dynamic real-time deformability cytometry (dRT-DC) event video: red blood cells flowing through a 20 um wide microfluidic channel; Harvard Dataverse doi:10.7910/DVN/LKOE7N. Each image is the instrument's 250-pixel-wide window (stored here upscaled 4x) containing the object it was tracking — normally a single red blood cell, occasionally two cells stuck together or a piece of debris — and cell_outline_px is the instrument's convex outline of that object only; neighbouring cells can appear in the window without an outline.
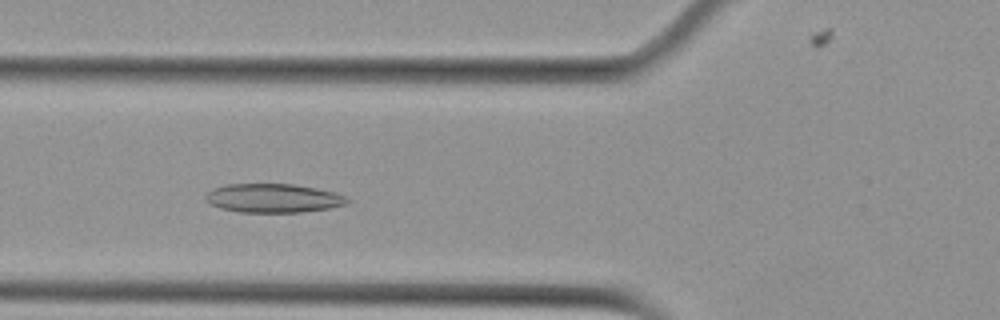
{"species": "Egyptian fruit bat (a non-hibernating species)", "species_latin": "Rousettus aegyptiacus", "temperature_condition": "cold", "stored_images_in_passage": 8, "camera_frame_rate_fps": 3000, "um_per_image_px": 0.085, "animal": {"sex": "female"}, "frame": {"image": 1, "passage_image": 5, "time_ms": 4.667, "image_size_px": [1000, 320], "cell_outline_px": [[348, 200], [344, 204], [328, 208], [300, 212], [240, 212], [220, 208], [212, 204], [204, 196], [212, 188], [228, 184], [292, 184], [316, 188], [336, 192], [344, 196]], "centroid_in_image_um": [23.2, 16.83], "position_along_channel_um": 102.6, "area_um2": 23.52}}
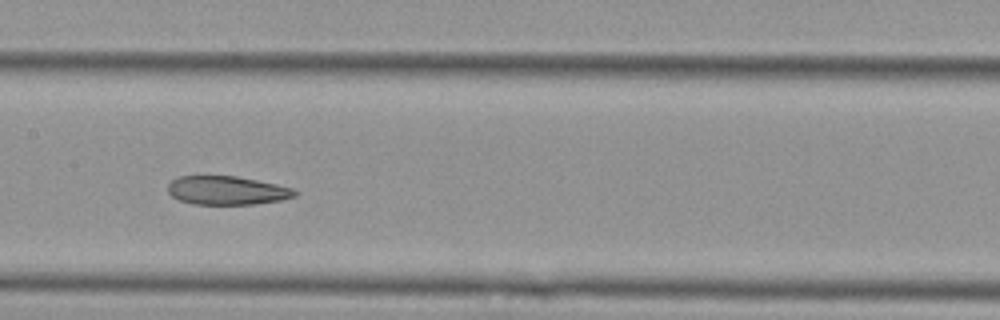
{"frame": {"image": 2, "passage_image": 7, "time_ms": 7.0, "image_size_px": [1000, 320], "cell_outline_px": [[300, 192], [296, 196], [284, 200], [252, 204], [192, 204], [180, 200], [172, 196], [168, 192], [168, 184], [176, 176], [236, 176], [276, 184], [292, 188]], "centroid_in_image_um": [19.31, 16.19], "position_along_channel_um": 188.1, "area_um2": 21.27}}
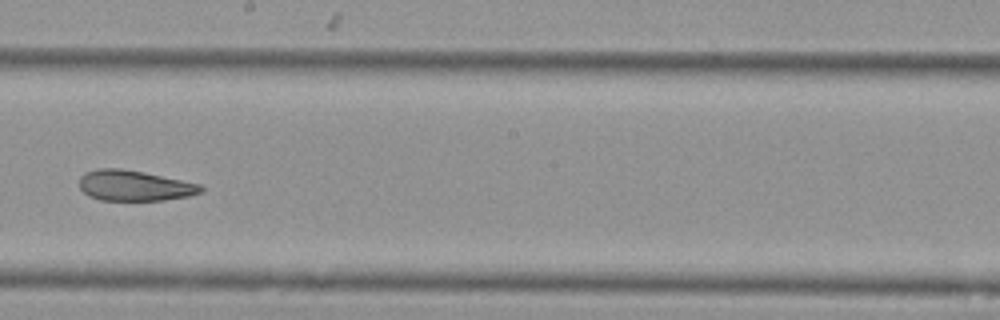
{"frame": {"image": 3, "passage_image": 8, "time_ms": 8.333, "image_size_px": [1000, 320], "cell_outline_px": [[204, 192], [188, 196], [164, 200], [100, 200], [88, 196], [80, 188], [80, 176], [84, 172], [96, 168], [120, 168], [144, 172], [200, 184], [204, 188]], "centroid_in_image_um": [11.41, 15.77], "position_along_channel_um": 236.8, "area_um2": 21.73}}